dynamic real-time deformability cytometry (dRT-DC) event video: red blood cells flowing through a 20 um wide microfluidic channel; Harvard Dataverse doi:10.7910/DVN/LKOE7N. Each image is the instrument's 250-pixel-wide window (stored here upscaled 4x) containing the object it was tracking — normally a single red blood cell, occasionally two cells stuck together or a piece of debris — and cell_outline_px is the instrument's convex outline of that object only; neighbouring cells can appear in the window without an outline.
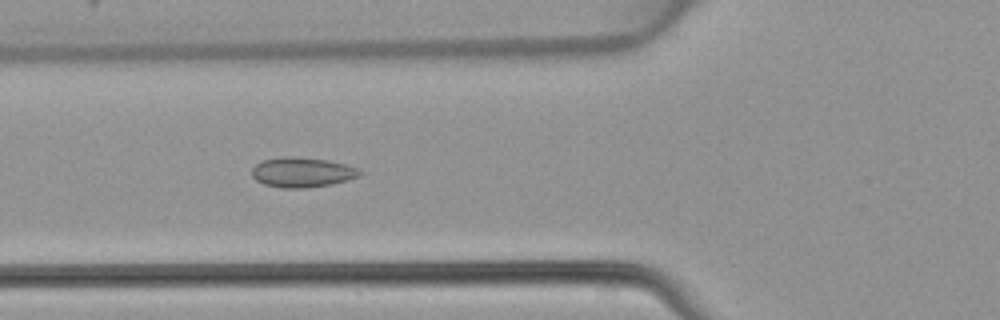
{"species": "common noctule bat (a hibernating species)", "species_latin": "Nyctalus noctula", "temperature_condition": "warm", "stored_images_in_passage": 49, "camera_frame_rate_fps": 3000, "um_per_image_px": 0.085, "animal": {"sex": "female", "body_mass_g": 22.7, "forearm_length_mm": 54.2}, "frame": {"image": 1, "passage_image": 18, "time_ms": 5.667, "image_size_px": [1000, 320], "cell_outline_px": [[364, 172], [360, 176], [348, 180], [332, 184], [308, 188], [280, 188], [264, 184], [256, 180], [252, 176], [252, 168], [260, 160], [284, 156], [288, 156], [328, 160], [344, 164], [356, 168]], "centroid_in_image_um": [25.67, 14.65], "position_along_channel_um": 100.1, "area_um2": 18.96}}
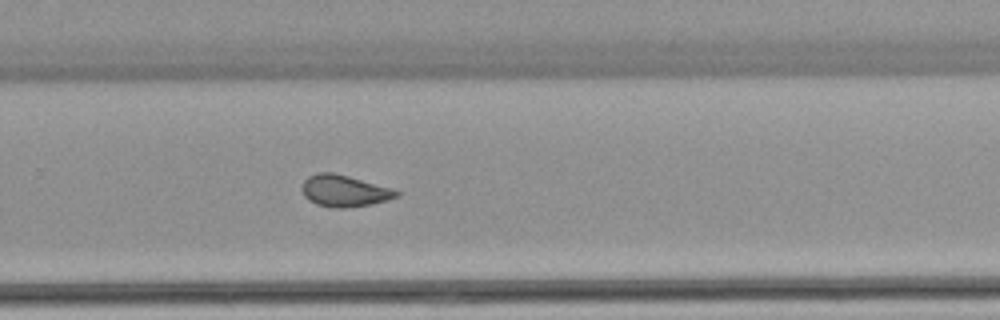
{"frame": {"image": 2, "passage_image": 32, "time_ms": 10.333, "image_size_px": [1000, 320], "cell_outline_px": [[400, 196], [388, 200], [372, 204], [344, 208], [332, 208], [316, 204], [308, 200], [304, 196], [300, 188], [304, 180], [308, 176], [316, 172], [332, 172], [348, 176], [392, 188], [400, 192]], "centroid_in_image_um": [29.24, 16.23], "position_along_channel_um": 300.6, "area_um2": 17.63}}
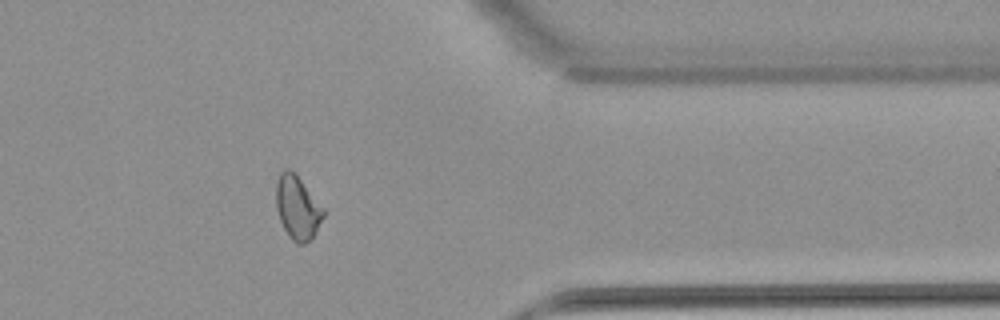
{"frame": {"image": 3, "passage_image": 39, "time_ms": 12.667, "image_size_px": [1000, 320], "cell_outline_px": [[324, 216], [316, 232], [304, 244], [296, 244], [292, 240], [284, 228], [280, 220], [276, 208], [276, 184], [280, 172], [284, 168], [288, 168], [300, 180], [324, 208]], "centroid_in_image_um": [25.27, 17.66], "position_along_channel_um": 386.1, "area_um2": 17.22}}